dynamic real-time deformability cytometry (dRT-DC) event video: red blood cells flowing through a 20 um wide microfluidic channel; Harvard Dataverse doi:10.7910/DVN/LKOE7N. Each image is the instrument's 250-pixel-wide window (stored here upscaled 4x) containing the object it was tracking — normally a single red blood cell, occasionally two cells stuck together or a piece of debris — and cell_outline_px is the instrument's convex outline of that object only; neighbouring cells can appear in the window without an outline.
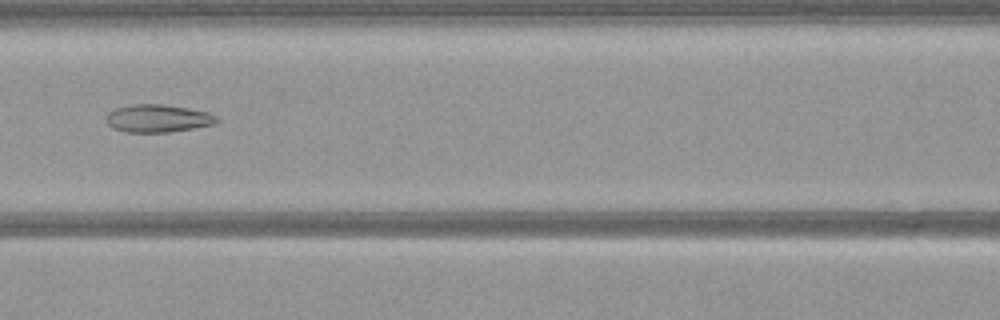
{"species": "common noctule bat (a hibernating species)", "species_latin": "Nyctalus noctula", "temperature_condition": "warm", "stored_images_in_passage": 38, "camera_frame_rate_fps": 3000, "um_per_image_px": 0.085, "animal": {"sex": "female", "body_mass_g": 21.9}, "frame": {"image": 1, "passage_image": 8, "time_ms": 2.333, "image_size_px": [1000, 320], "cell_outline_px": [[220, 120], [216, 124], [196, 128], [168, 132], [124, 132], [112, 128], [108, 124], [108, 112], [116, 108], [132, 104], [160, 104], [188, 108], [208, 112], [216, 116]], "centroid_in_image_um": [13.45, 10.07], "position_along_channel_um": 153.1, "area_um2": 17.92}}
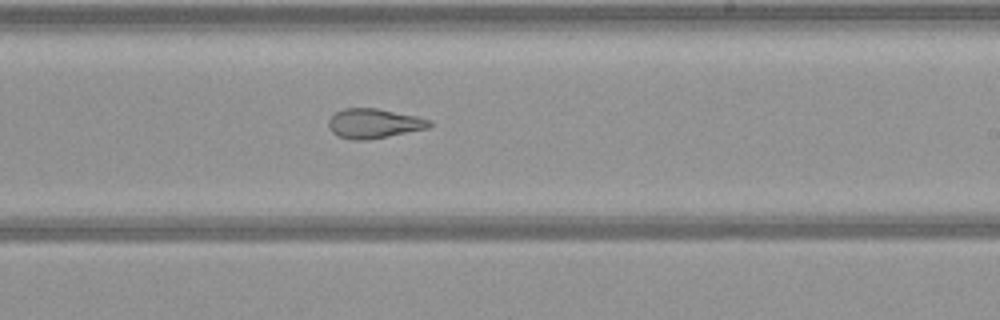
{"frame": {"image": 2, "passage_image": 16, "time_ms": 5.0, "image_size_px": [1000, 320], "cell_outline_px": [[432, 124], [428, 128], [364, 140], [352, 140], [340, 136], [332, 132], [328, 128], [328, 120], [336, 112], [344, 108], [376, 108], [416, 116], [432, 120]], "centroid_in_image_um": [31.76, 10.48], "position_along_channel_um": 257.2, "area_um2": 17.17}}
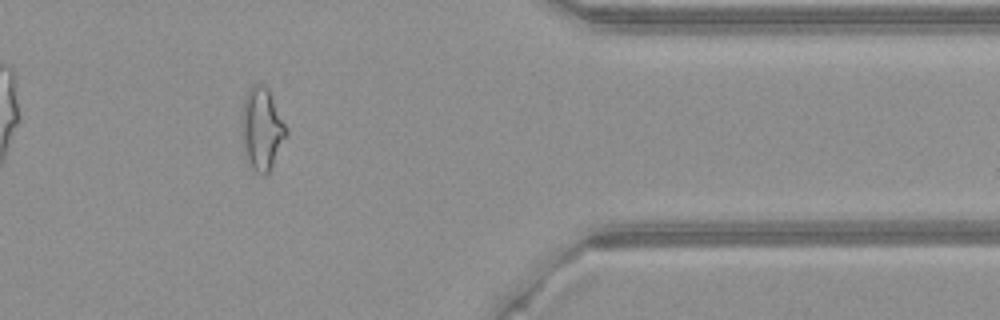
{"frame": {"image": 3, "passage_image": 28, "time_ms": 9.0, "image_size_px": [1000, 320], "cell_outline_px": [[288, 136], [268, 172], [256, 172], [248, 168], [240, 136], [240, 124], [244, 96], [248, 88], [252, 84], [264, 84], [268, 88], [288, 128]], "centroid_in_image_um": [22.23, 10.93], "position_along_channel_um": 389.2, "area_um2": 22.08}}